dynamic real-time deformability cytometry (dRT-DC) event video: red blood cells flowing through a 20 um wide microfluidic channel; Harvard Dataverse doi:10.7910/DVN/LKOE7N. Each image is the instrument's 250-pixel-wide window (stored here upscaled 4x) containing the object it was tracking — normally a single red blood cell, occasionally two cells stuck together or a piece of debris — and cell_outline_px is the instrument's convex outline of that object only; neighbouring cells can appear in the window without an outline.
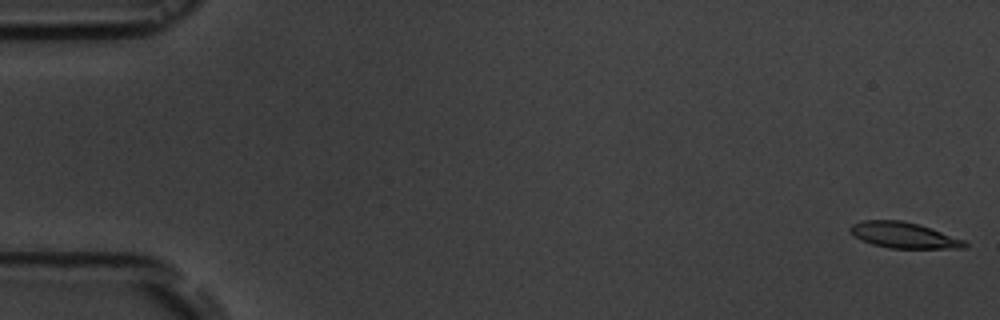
{"species": "common noctule bat (a hibernating species)", "species_latin": "Nyctalus noctula", "temperature_condition": "room temperature", "stored_images_in_passage": 56, "camera_frame_rate_fps": 3000, "um_per_image_px": 0.085, "animal": {"sex": "male", "body_mass_g": 19.5, "forearm_length_mm": 54.6}, "frame": {"image": 1, "passage_image": 1, "time_ms": 0.0, "image_size_px": [1000, 320], "cell_outline_px": [[968, 248], [888, 248], [872, 244], [856, 236], [848, 228], [852, 224], [864, 220], [900, 220], [916, 224], [964, 240], [968, 244]], "centroid_in_image_um": [76.81, 20.0], "position_along_channel_um": 8.2, "area_um2": 16.82}}
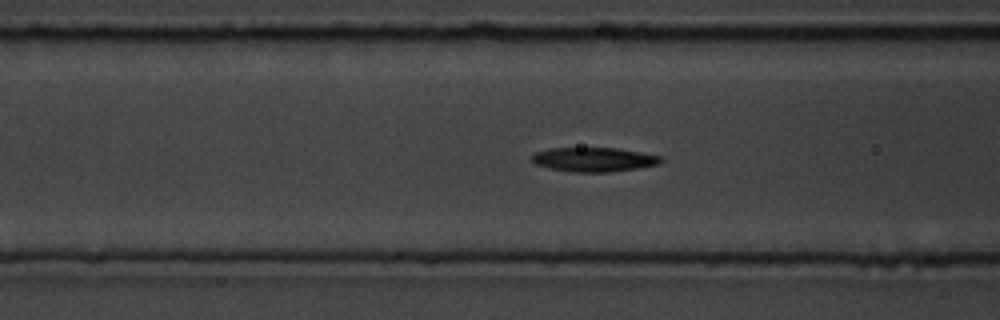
{"frame": {"image": 2, "passage_image": 22, "time_ms": 7.0, "image_size_px": [1000, 320], "cell_outline_px": [[664, 160], [660, 164], [636, 168], [608, 172], [572, 172], [548, 168], [536, 164], [532, 160], [532, 156], [536, 152], [552, 148], [616, 148], [640, 152], [660, 156]], "centroid_in_image_um": [50.49, 13.56], "position_along_channel_um": 116.1, "area_um2": 18.09}}
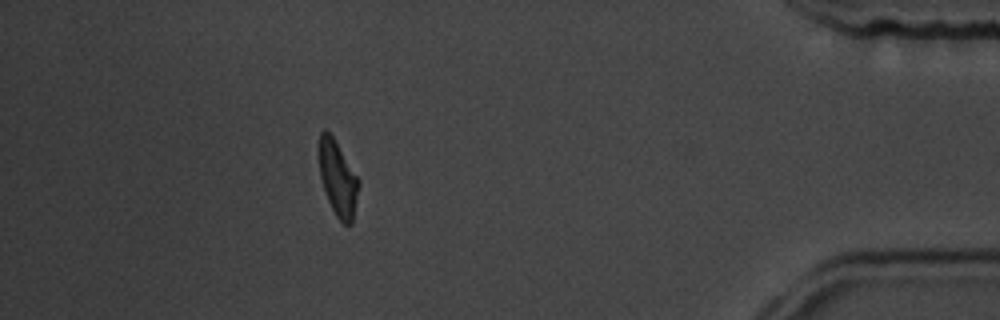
{"frame": {"image": 3, "passage_image": 50, "time_ms": 16.333, "image_size_px": [1000, 320], "cell_outline_px": [[360, 184], [352, 224], [344, 224], [336, 216], [328, 200], [320, 176], [320, 132], [324, 128], [332, 136], [360, 180]], "centroid_in_image_um": [28.74, 15.21], "position_along_channel_um": 406.5, "area_um2": 16.99}, "authors_computed_cell_mechanics": {"area_um2": 18.0914, "velocity_mm_per_s": 3.6546, "shape_relaxation_time_tau1_ms": 4.1875, "shape_relaxation_time_tau2_ms": 5.9006, "deformation_change_tau1": 0.1526, "deformation_change_tau2": 0.1631}}